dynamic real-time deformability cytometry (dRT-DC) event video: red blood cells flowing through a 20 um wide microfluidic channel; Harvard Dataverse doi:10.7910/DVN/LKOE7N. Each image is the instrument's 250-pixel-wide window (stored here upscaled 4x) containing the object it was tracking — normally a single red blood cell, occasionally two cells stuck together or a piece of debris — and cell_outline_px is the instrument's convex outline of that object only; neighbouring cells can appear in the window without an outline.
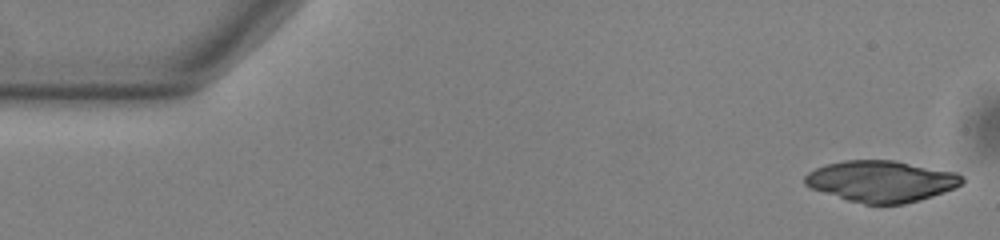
{"species": "common noctule bat (a hibernating species)", "species_latin": "Nyctalus noctula", "temperature_condition": "warm", "stored_images_in_passage": 14, "camera_frame_rate_fps": 3000, "um_per_image_px": 0.085, "animal": {"sex": "male", "body_mass_g": 13.0, "forearm_length_mm": 53.1}, "frame": {"image": 1, "passage_image": 1, "time_ms": 0.0, "image_size_px": [1000, 240], "cell_outline_px": [[964, 180], [956, 188], [932, 196], [904, 204], [864, 204], [848, 200], [812, 188], [804, 184], [804, 176], [808, 172], [824, 164], [844, 160], [896, 160], [956, 172], [964, 176]], "centroid_in_image_um": [74.92, 15.39], "position_along_channel_um": 10.1, "area_um2": 37.92}}